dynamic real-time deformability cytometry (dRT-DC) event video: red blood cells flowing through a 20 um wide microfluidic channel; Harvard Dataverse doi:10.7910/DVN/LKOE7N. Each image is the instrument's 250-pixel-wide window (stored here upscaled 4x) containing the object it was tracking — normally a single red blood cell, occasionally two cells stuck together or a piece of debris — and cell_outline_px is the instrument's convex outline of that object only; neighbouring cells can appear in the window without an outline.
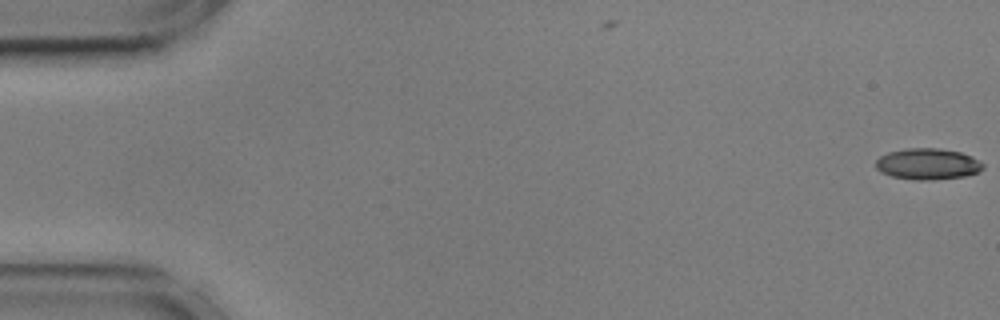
{"species": "common noctule bat (a hibernating species)", "species_latin": "Nyctalus noctula", "temperature_condition": "cold", "stored_images_in_passage": 56, "camera_frame_rate_fps": 3000, "um_per_image_px": 0.085, "animal": {"sex": "male", "body_mass_g": 17.9, "forearm_length_mm": 54.2}, "frame": {"image": 1, "passage_image": 1, "time_ms": 0.0, "image_size_px": [1000, 320], "cell_outline_px": [[984, 168], [976, 172], [964, 176], [928, 180], [916, 180], [892, 176], [880, 172], [876, 168], [876, 160], [880, 156], [888, 152], [908, 148], [940, 148], [960, 152], [972, 156], [980, 160], [984, 164]], "centroid_in_image_um": [78.85, 13.93], "position_along_channel_um": 6.1, "area_um2": 19.48}}
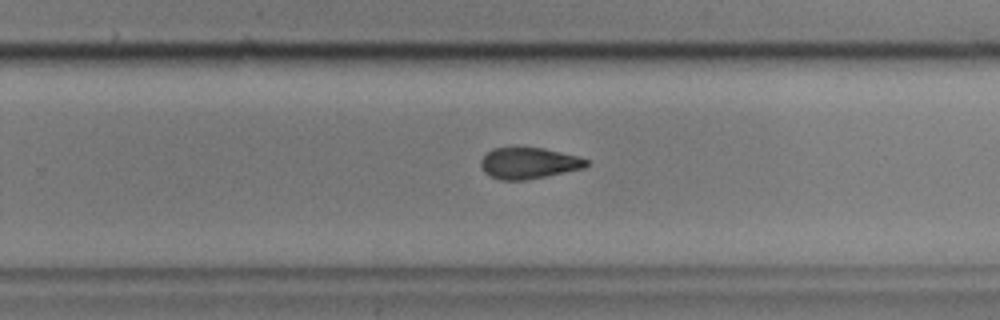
{"frame": {"image": 2, "passage_image": 36, "time_ms": 11.667, "image_size_px": [1000, 320], "cell_outline_px": [[588, 164], [584, 168], [524, 180], [500, 180], [484, 172], [480, 168], [480, 160], [492, 148], [544, 148], [580, 156], [588, 160]], "centroid_in_image_um": [44.94, 13.86], "position_along_channel_um": 284.9, "area_um2": 19.07}}
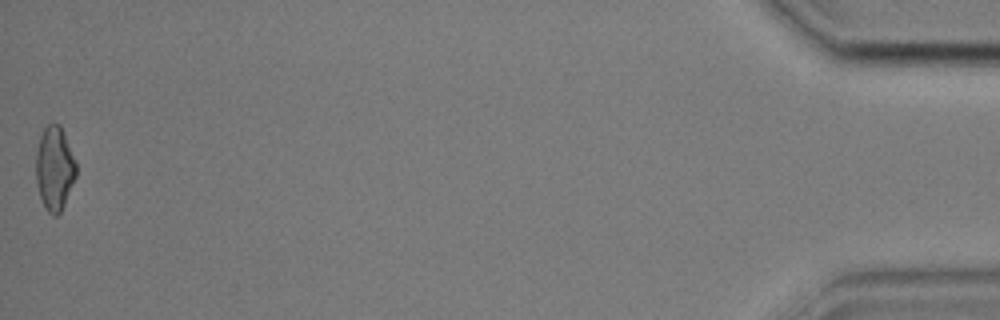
{"frame": {"image": 3, "passage_image": 56, "time_ms": 18.333, "image_size_px": [1000, 320], "cell_outline_px": [[76, 176], [64, 204], [60, 212], [56, 216], [52, 216], [48, 212], [40, 196], [36, 180], [36, 152], [40, 136], [44, 128], [48, 124], [60, 124], [76, 160]], "centroid_in_image_um": [4.64, 14.3], "position_along_channel_um": 430.6, "area_um2": 19.54}, "authors_computed_cell_mechanics": {"area_um2": 20.1144, "velocity_mm_per_s": 3.6063, "shape_relaxation_time_tau1_ms": 3.9912, "shape_relaxation_time_tau2_ms": 6.4819, "deformation_change_tau1": 0.1173, "deformation_change_tau2": 0.1252}}